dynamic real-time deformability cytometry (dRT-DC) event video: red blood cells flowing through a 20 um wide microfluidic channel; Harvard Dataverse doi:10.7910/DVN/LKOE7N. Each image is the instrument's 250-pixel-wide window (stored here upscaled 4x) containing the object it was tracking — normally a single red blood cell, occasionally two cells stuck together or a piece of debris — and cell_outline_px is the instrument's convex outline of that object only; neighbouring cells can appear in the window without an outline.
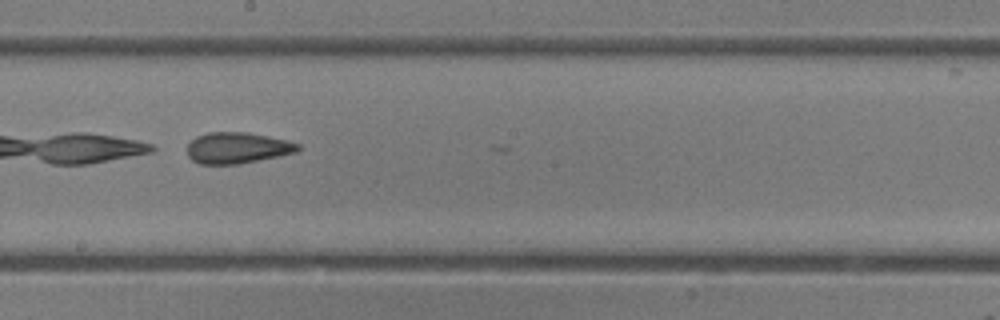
{"species": "common noctule bat (a hibernating species)", "species_latin": "Nyctalus noctula", "temperature_condition": "room temperature", "stored_images_in_passage": 31, "camera_frame_rate_fps": 3000, "um_per_image_px": 0.085, "animal": {"sex": "female"}, "frame": {"image": 1, "passage_image": 14, "time_ms": 4.333, "image_size_px": [1000, 320], "cell_outline_px": [[300, 148], [296, 152], [240, 164], [200, 164], [192, 160], [188, 156], [188, 144], [196, 136], [208, 132], [248, 132], [288, 140], [300, 144]], "centroid_in_image_um": [20.17, 12.56], "position_along_channel_um": 228.0, "area_um2": 20.11}}
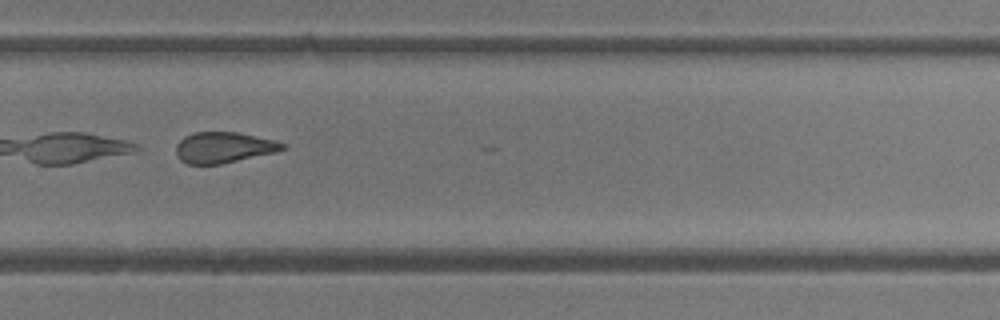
{"frame": {"image": 2, "passage_image": 19, "time_ms": 6.0, "image_size_px": [1000, 320], "cell_outline_px": [[288, 148], [276, 152], [220, 164], [188, 164], [180, 160], [176, 156], [176, 144], [184, 136], [196, 132], [240, 132], [276, 140], [288, 144]], "centroid_in_image_um": [19.05, 12.52], "position_along_channel_um": 310.7, "area_um2": 19.42}}